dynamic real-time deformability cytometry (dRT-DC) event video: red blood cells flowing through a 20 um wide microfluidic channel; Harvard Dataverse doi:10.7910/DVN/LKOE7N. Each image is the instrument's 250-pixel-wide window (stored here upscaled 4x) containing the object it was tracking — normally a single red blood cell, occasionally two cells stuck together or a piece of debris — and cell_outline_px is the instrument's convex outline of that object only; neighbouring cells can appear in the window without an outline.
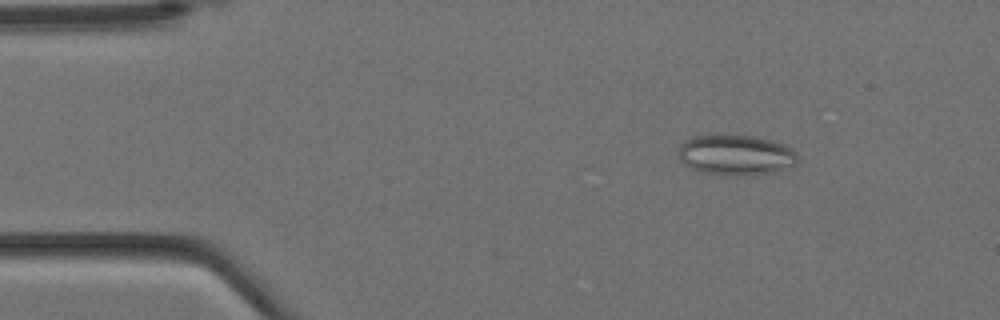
{"species": "Egyptian fruit bat (a non-hibernating species)", "species_latin": "Rousettus aegyptiacus", "temperature_condition": "cold", "stored_images_in_passage": 4, "camera_frame_rate_fps": 3000, "um_per_image_px": 0.085, "animal": {"sex": "female"}, "frame": {"image": 1, "passage_image": 2, "time_ms": 0.333, "image_size_px": [1000, 320], "cell_outline_px": [[796, 164], [792, 168], [772, 172], [744, 176], [736, 176], [704, 172], [692, 168], [684, 164], [680, 160], [680, 144], [684, 140], [692, 136], [724, 132], [756, 136], [784, 144], [792, 148], [796, 152]], "centroid_in_image_um": [62.55, 13.13], "position_along_channel_um": 22.4, "area_um2": 28.84}}